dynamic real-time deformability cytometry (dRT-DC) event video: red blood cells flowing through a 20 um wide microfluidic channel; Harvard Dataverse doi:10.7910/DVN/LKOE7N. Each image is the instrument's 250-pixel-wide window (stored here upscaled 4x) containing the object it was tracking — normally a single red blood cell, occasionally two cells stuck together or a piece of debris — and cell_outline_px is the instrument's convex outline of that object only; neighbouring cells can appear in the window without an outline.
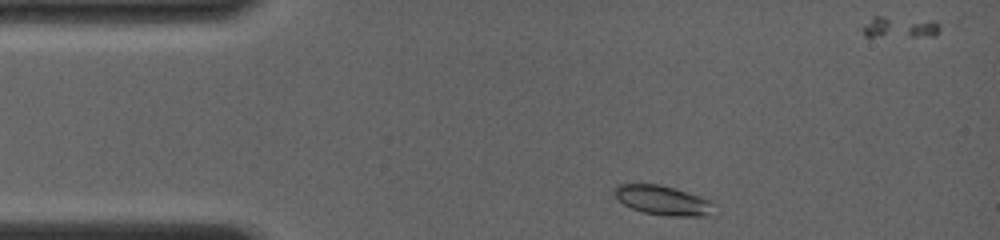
{"species": "common noctule bat (a hibernating species)", "species_latin": "Nyctalus noctula", "temperature_condition": "room temperature", "stored_images_in_passage": 49, "camera_frame_rate_fps": 4000, "um_per_image_px": 0.085, "animal": {"sex": "female", "body_mass_g": 19.0, "forearm_length_mm": 56.7}, "frame": {"image": 1, "passage_image": 1, "time_ms": 0.0, "image_size_px": [1000, 240], "cell_outline_px": [[712, 204], [708, 216], [668, 216], [644, 212], [632, 208], [624, 204], [612, 192], [616, 184], [660, 184], [676, 188], [712, 200]], "centroid_in_image_um": [56.31, 17.01], "position_along_channel_um": 28.7, "area_um2": 16.99}}
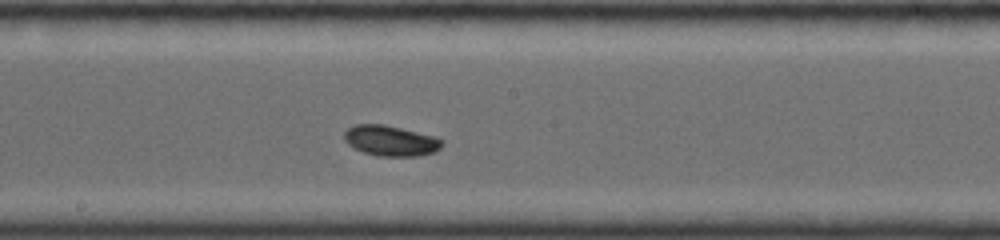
{"frame": {"image": 2, "passage_image": 29, "time_ms": 5.75, "image_size_px": [1000, 240], "cell_outline_px": [[444, 144], [436, 152], [420, 156], [380, 156], [364, 152], [348, 144], [344, 140], [344, 132], [348, 128], [356, 124], [384, 124], [436, 136], [444, 140]], "centroid_in_image_um": [33.26, 11.96], "position_along_channel_um": 214.9, "area_um2": 17.51}}
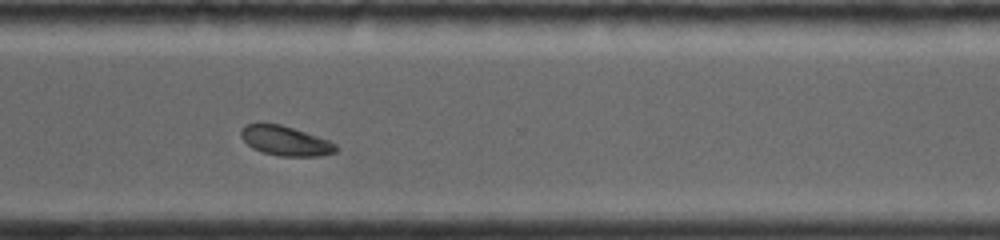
{"frame": {"image": 3, "passage_image": 48, "time_ms": 9.0, "image_size_px": [1000, 240], "cell_outline_px": [[336, 152], [316, 156], [280, 156], [264, 152], [252, 148], [240, 136], [240, 128], [244, 124], [280, 124], [328, 140], [336, 144]], "centroid_in_image_um": [24.22, 11.97], "position_along_channel_um": 346.4, "area_um2": 16.07}}